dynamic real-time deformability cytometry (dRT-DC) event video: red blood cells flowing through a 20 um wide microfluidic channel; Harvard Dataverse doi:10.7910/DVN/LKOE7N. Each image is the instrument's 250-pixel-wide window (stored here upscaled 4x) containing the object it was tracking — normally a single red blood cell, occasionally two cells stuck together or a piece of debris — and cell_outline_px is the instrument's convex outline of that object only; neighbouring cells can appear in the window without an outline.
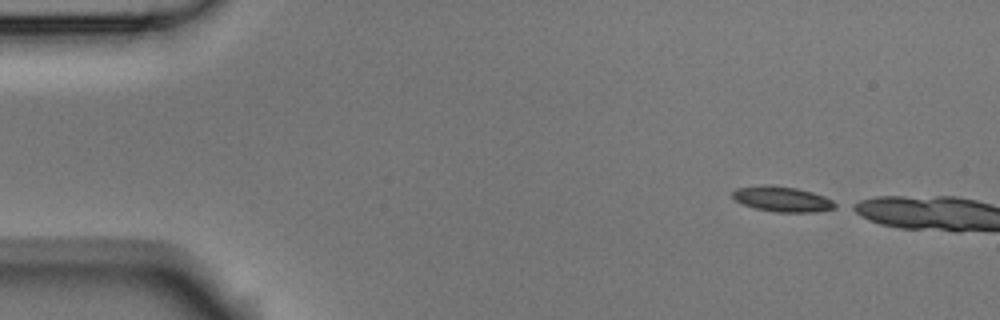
{"species": "Egyptian fruit bat (a non-hibernating species)", "species_latin": "Rousettus aegyptiacus", "temperature_condition": "room temperature", "stored_images_in_passage": 2, "camera_frame_rate_fps": 3000, "um_per_image_px": 0.085, "animal": {"sex": "male"}, "frame": {"image": 1, "passage_image": 1, "time_ms": 0.0, "image_size_px": [1000, 320], "cell_outline_px": [[840, 204], [836, 208], [812, 212], [776, 212], [756, 208], [744, 204], [736, 200], [732, 196], [732, 192], [736, 188], [796, 188], [812, 192], [824, 196]], "centroid_in_image_um": [66.61, 16.98], "position_along_channel_um": 18.4, "area_um2": 14.22}}